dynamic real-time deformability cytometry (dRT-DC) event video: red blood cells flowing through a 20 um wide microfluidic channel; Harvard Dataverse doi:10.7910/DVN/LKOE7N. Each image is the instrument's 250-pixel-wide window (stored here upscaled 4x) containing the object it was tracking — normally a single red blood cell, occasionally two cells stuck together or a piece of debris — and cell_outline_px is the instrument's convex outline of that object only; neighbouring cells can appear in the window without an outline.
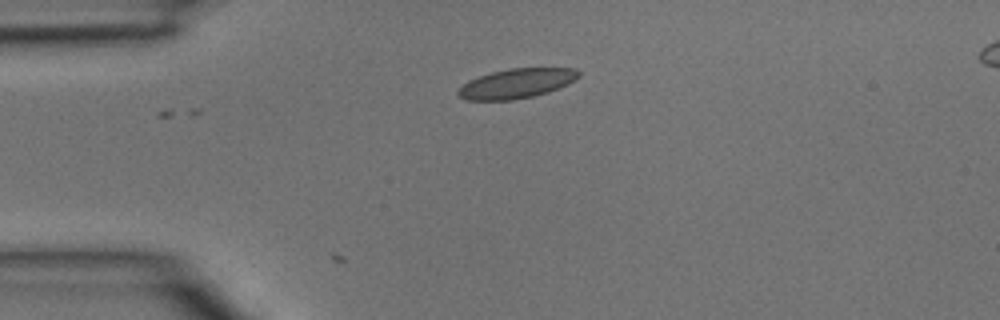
{"species": "common noctule bat (a hibernating species)", "species_latin": "Nyctalus noctula", "temperature_condition": "room temperature", "stored_images_in_passage": 2, "camera_frame_rate_fps": 3000, "um_per_image_px": 0.085, "animal": {"sex": "male", "body_mass_g": 15.6}, "frame": {"image": 1, "passage_image": 2, "time_ms": 0.333, "image_size_px": [1000, 320], "cell_outline_px": [[580, 76], [576, 80], [568, 84], [548, 92], [532, 96], [512, 100], [468, 100], [460, 96], [456, 92], [468, 80], [492, 72], [508, 68], [576, 68], [580, 72]], "centroid_in_image_um": [43.94, 7.08], "position_along_channel_um": 41.1, "area_um2": 20.75}}